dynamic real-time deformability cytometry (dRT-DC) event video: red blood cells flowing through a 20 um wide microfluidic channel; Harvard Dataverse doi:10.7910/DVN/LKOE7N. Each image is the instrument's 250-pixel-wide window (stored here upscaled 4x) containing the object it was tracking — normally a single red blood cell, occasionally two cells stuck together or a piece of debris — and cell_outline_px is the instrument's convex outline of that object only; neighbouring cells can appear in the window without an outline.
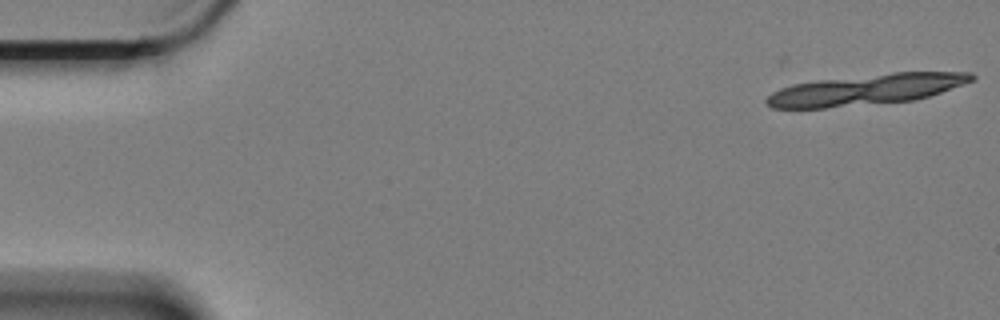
{"species": "Egyptian fruit bat (a non-hibernating species)", "species_latin": "Rousettus aegyptiacus", "temperature_condition": "cold", "stored_images_in_passage": 12, "camera_frame_rate_fps": 3000, "um_per_image_px": 0.085, "animal": {"sex": "female"}, "frame": {"image": 1, "passage_image": 1, "time_ms": 0.0, "image_size_px": [1000, 320], "cell_outline_px": [[976, 80], [916, 100], [824, 108], [772, 108], [764, 100], [772, 92], [780, 88], [792, 84], [820, 80], [896, 72], [972, 72], [976, 76]], "centroid_in_image_um": [73.64, 7.61], "position_along_channel_um": 11.4, "area_um2": 36.53}}